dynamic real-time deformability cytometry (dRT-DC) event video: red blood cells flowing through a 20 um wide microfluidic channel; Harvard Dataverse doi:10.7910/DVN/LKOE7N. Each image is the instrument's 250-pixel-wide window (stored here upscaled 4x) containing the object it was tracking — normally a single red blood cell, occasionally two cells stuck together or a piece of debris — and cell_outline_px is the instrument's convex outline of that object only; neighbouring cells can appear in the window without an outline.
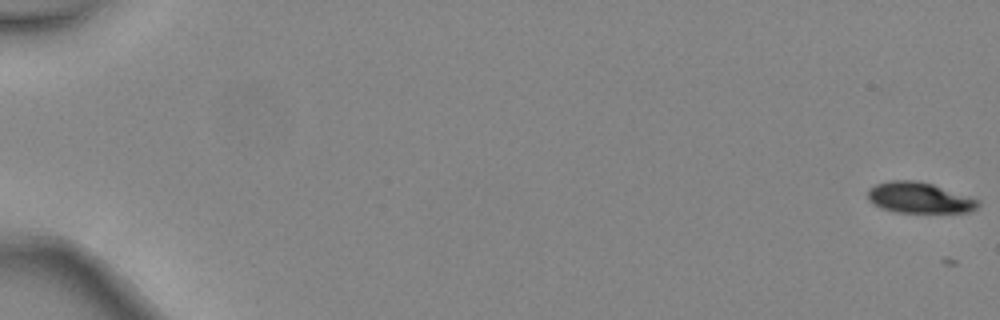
{"species": "common noctule bat (a hibernating species)", "species_latin": "Nyctalus noctula", "temperature_condition": "warm", "stored_images_in_passage": 6, "camera_frame_rate_fps": 3000, "um_per_image_px": 0.085, "animal": {"sex": "female", "body_mass_g": 24.6, "forearm_length_mm": 56.2}, "frame": {"image": 1, "passage_image": 1, "time_ms": 0.0, "image_size_px": [1000, 320], "cell_outline_px": [[980, 204], [972, 212], [896, 212], [880, 208], [872, 204], [868, 200], [868, 188], [876, 184], [888, 180], [916, 180], [932, 184], [980, 200]], "centroid_in_image_um": [78.11, 16.81], "position_along_channel_um": 6.9, "area_um2": 19.88}}
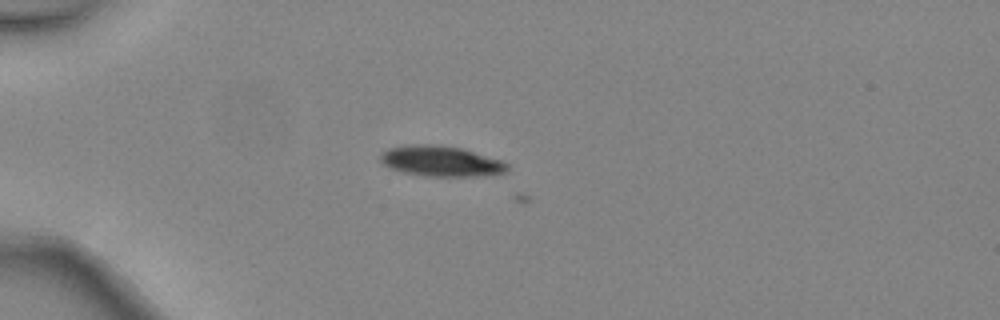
{"frame": {"image": 2, "passage_image": 5, "time_ms": 1.333, "image_size_px": [1000, 320], "cell_outline_px": [[508, 172], [480, 176], [424, 176], [404, 172], [388, 168], [380, 160], [380, 152], [388, 148], [408, 144], [440, 144], [464, 148], [504, 160], [508, 164]], "centroid_in_image_um": [37.5, 13.68], "position_along_channel_um": 47.5, "area_um2": 23.12}}